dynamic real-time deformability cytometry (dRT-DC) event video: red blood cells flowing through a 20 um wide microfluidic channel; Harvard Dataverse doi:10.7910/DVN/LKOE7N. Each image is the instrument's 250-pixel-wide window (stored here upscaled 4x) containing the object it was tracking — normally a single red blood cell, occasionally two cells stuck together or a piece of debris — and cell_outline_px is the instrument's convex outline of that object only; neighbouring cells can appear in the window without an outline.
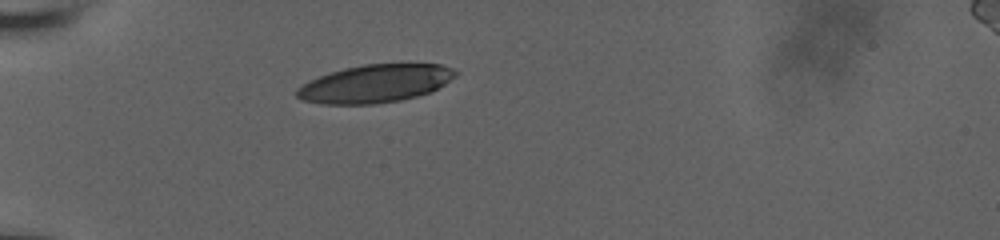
{"species": "human", "species_latin": "Homo sapiens", "temperature_condition": "room temperature", "stored_images_in_passage": 31, "camera_frame_rate_fps": 3000, "um_per_image_px": 0.085, "donor": {"sex": "male"}, "frame": {"image": 1, "passage_image": 1, "time_ms": 0.0, "image_size_px": [1000, 240], "cell_outline_px": [[460, 72], [456, 76], [444, 84], [428, 92], [416, 96], [400, 100], [372, 104], [320, 104], [304, 100], [296, 96], [296, 88], [308, 80], [344, 68], [364, 64], [440, 64], [456, 68]], "centroid_in_image_um": [31.9, 7.1], "position_along_channel_um": 53.1, "area_um2": 35.03}}
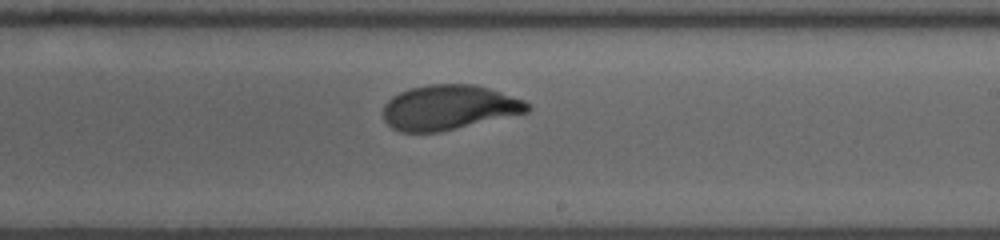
{"frame": {"image": 2, "passage_image": 18, "time_ms": 5.667, "image_size_px": [1000, 240], "cell_outline_px": [[532, 108], [528, 112], [440, 132], [400, 132], [392, 128], [384, 120], [384, 104], [392, 96], [408, 88], [428, 84], [476, 84], [524, 100]], "centroid_in_image_um": [38.14, 9.13], "position_along_channel_um": 250.9, "area_um2": 37.69}}
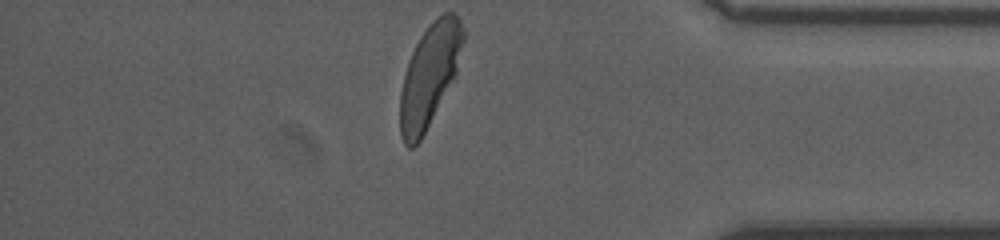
{"frame": {"image": 3, "passage_image": 31, "time_ms": 10.0, "image_size_px": [1000, 240], "cell_outline_px": [[464, 40], [456, 76], [420, 140], [412, 148], [408, 148], [404, 144], [400, 132], [400, 92], [408, 60], [420, 36], [432, 20], [444, 12], [452, 12], [460, 20], [464, 28]], "centroid_in_image_um": [36.51, 6.39], "position_along_channel_um": 398.7, "area_um2": 37.57}, "authors_computed_cell_mechanics": {"area_um2": 37.859, "velocity_mm_per_s": 3.9169, "shape_relaxation_time_tau1_ms": 2.8442, "shape_relaxation_time_tau2_ms": 0.8373, "deformation_change_tau1": 0.1882, "deformation_change_tau2": 0.0669}}